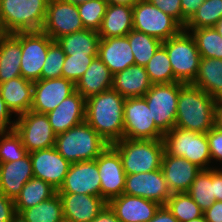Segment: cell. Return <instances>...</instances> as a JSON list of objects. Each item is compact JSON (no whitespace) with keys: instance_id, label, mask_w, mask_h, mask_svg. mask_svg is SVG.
Wrapping results in <instances>:
<instances>
[{"instance_id":"6da1fadb","label":"cell","mask_w":222,"mask_h":222,"mask_svg":"<svg viewBox=\"0 0 222 222\" xmlns=\"http://www.w3.org/2000/svg\"><path fill=\"white\" fill-rule=\"evenodd\" d=\"M124 102L113 88L86 100L85 121L110 145L123 139Z\"/></svg>"},{"instance_id":"7a4b0ae2","label":"cell","mask_w":222,"mask_h":222,"mask_svg":"<svg viewBox=\"0 0 222 222\" xmlns=\"http://www.w3.org/2000/svg\"><path fill=\"white\" fill-rule=\"evenodd\" d=\"M215 100L192 84L180 83L175 127L207 133L214 126Z\"/></svg>"},{"instance_id":"3957f363","label":"cell","mask_w":222,"mask_h":222,"mask_svg":"<svg viewBox=\"0 0 222 222\" xmlns=\"http://www.w3.org/2000/svg\"><path fill=\"white\" fill-rule=\"evenodd\" d=\"M108 144L86 121L56 135L55 149L71 164L95 160Z\"/></svg>"},{"instance_id":"277c9868","label":"cell","mask_w":222,"mask_h":222,"mask_svg":"<svg viewBox=\"0 0 222 222\" xmlns=\"http://www.w3.org/2000/svg\"><path fill=\"white\" fill-rule=\"evenodd\" d=\"M111 146L119 153L126 174L150 172L161 168L165 152L163 139L123 138Z\"/></svg>"},{"instance_id":"5b68a950","label":"cell","mask_w":222,"mask_h":222,"mask_svg":"<svg viewBox=\"0 0 222 222\" xmlns=\"http://www.w3.org/2000/svg\"><path fill=\"white\" fill-rule=\"evenodd\" d=\"M49 0H0L4 33L41 31Z\"/></svg>"},{"instance_id":"8992f818","label":"cell","mask_w":222,"mask_h":222,"mask_svg":"<svg viewBox=\"0 0 222 222\" xmlns=\"http://www.w3.org/2000/svg\"><path fill=\"white\" fill-rule=\"evenodd\" d=\"M168 154L183 157L202 170L212 169L209 142L206 133H197L174 127L163 136Z\"/></svg>"},{"instance_id":"52a82bcc","label":"cell","mask_w":222,"mask_h":222,"mask_svg":"<svg viewBox=\"0 0 222 222\" xmlns=\"http://www.w3.org/2000/svg\"><path fill=\"white\" fill-rule=\"evenodd\" d=\"M174 73V82L192 84L195 80L200 62L197 44L190 32L184 29L176 36L162 42Z\"/></svg>"},{"instance_id":"ba28073f","label":"cell","mask_w":222,"mask_h":222,"mask_svg":"<svg viewBox=\"0 0 222 222\" xmlns=\"http://www.w3.org/2000/svg\"><path fill=\"white\" fill-rule=\"evenodd\" d=\"M133 29L164 42L184 28L148 0H138L133 5Z\"/></svg>"},{"instance_id":"9c48e42d","label":"cell","mask_w":222,"mask_h":222,"mask_svg":"<svg viewBox=\"0 0 222 222\" xmlns=\"http://www.w3.org/2000/svg\"><path fill=\"white\" fill-rule=\"evenodd\" d=\"M180 82L152 84L143 96L156 126L166 133L175 127Z\"/></svg>"},{"instance_id":"30bf717a","label":"cell","mask_w":222,"mask_h":222,"mask_svg":"<svg viewBox=\"0 0 222 222\" xmlns=\"http://www.w3.org/2000/svg\"><path fill=\"white\" fill-rule=\"evenodd\" d=\"M164 133L156 126L144 97L127 98L124 102L123 138L163 139Z\"/></svg>"},{"instance_id":"8fae6325","label":"cell","mask_w":222,"mask_h":222,"mask_svg":"<svg viewBox=\"0 0 222 222\" xmlns=\"http://www.w3.org/2000/svg\"><path fill=\"white\" fill-rule=\"evenodd\" d=\"M14 130L28 153L55 146L56 134L46 114L29 110L15 118Z\"/></svg>"},{"instance_id":"7c38bea8","label":"cell","mask_w":222,"mask_h":222,"mask_svg":"<svg viewBox=\"0 0 222 222\" xmlns=\"http://www.w3.org/2000/svg\"><path fill=\"white\" fill-rule=\"evenodd\" d=\"M21 43V76L35 82L41 80V71L53 40L43 31L19 32Z\"/></svg>"},{"instance_id":"4fadbf2b","label":"cell","mask_w":222,"mask_h":222,"mask_svg":"<svg viewBox=\"0 0 222 222\" xmlns=\"http://www.w3.org/2000/svg\"><path fill=\"white\" fill-rule=\"evenodd\" d=\"M85 29L77 5L62 0H49L44 24L41 31L53 41Z\"/></svg>"},{"instance_id":"5bb4252c","label":"cell","mask_w":222,"mask_h":222,"mask_svg":"<svg viewBox=\"0 0 222 222\" xmlns=\"http://www.w3.org/2000/svg\"><path fill=\"white\" fill-rule=\"evenodd\" d=\"M101 181V197L108 203L123 194L126 173L119 153L109 145L96 159Z\"/></svg>"},{"instance_id":"9a60e30c","label":"cell","mask_w":222,"mask_h":222,"mask_svg":"<svg viewBox=\"0 0 222 222\" xmlns=\"http://www.w3.org/2000/svg\"><path fill=\"white\" fill-rule=\"evenodd\" d=\"M165 205L172 195L162 169L137 174H126L124 192Z\"/></svg>"},{"instance_id":"2e32d148","label":"cell","mask_w":222,"mask_h":222,"mask_svg":"<svg viewBox=\"0 0 222 222\" xmlns=\"http://www.w3.org/2000/svg\"><path fill=\"white\" fill-rule=\"evenodd\" d=\"M57 193H77L101 197V181L97 162L89 160L71 164Z\"/></svg>"},{"instance_id":"e0dca14e","label":"cell","mask_w":222,"mask_h":222,"mask_svg":"<svg viewBox=\"0 0 222 222\" xmlns=\"http://www.w3.org/2000/svg\"><path fill=\"white\" fill-rule=\"evenodd\" d=\"M29 154L32 161L33 177L48 182L58 191L71 163L55 147L36 150Z\"/></svg>"},{"instance_id":"ac0fdd59","label":"cell","mask_w":222,"mask_h":222,"mask_svg":"<svg viewBox=\"0 0 222 222\" xmlns=\"http://www.w3.org/2000/svg\"><path fill=\"white\" fill-rule=\"evenodd\" d=\"M75 91V84L64 77L35 81L30 110L47 114Z\"/></svg>"},{"instance_id":"d6986e66","label":"cell","mask_w":222,"mask_h":222,"mask_svg":"<svg viewBox=\"0 0 222 222\" xmlns=\"http://www.w3.org/2000/svg\"><path fill=\"white\" fill-rule=\"evenodd\" d=\"M161 169L171 193L187 192L202 170L183 157L164 152Z\"/></svg>"},{"instance_id":"ffe728a7","label":"cell","mask_w":222,"mask_h":222,"mask_svg":"<svg viewBox=\"0 0 222 222\" xmlns=\"http://www.w3.org/2000/svg\"><path fill=\"white\" fill-rule=\"evenodd\" d=\"M108 205L120 222H148L161 206L158 202L125 193L111 199Z\"/></svg>"},{"instance_id":"44dd1931","label":"cell","mask_w":222,"mask_h":222,"mask_svg":"<svg viewBox=\"0 0 222 222\" xmlns=\"http://www.w3.org/2000/svg\"><path fill=\"white\" fill-rule=\"evenodd\" d=\"M86 100L75 91L55 109L47 113L52 130L56 135L85 121Z\"/></svg>"},{"instance_id":"7402d4cb","label":"cell","mask_w":222,"mask_h":222,"mask_svg":"<svg viewBox=\"0 0 222 222\" xmlns=\"http://www.w3.org/2000/svg\"><path fill=\"white\" fill-rule=\"evenodd\" d=\"M62 200L64 218L74 222H91L108 204L102 197L58 193Z\"/></svg>"},{"instance_id":"603a6c76","label":"cell","mask_w":222,"mask_h":222,"mask_svg":"<svg viewBox=\"0 0 222 222\" xmlns=\"http://www.w3.org/2000/svg\"><path fill=\"white\" fill-rule=\"evenodd\" d=\"M98 57L113 75L135 65L127 36L100 38Z\"/></svg>"},{"instance_id":"cb8c5ba5","label":"cell","mask_w":222,"mask_h":222,"mask_svg":"<svg viewBox=\"0 0 222 222\" xmlns=\"http://www.w3.org/2000/svg\"><path fill=\"white\" fill-rule=\"evenodd\" d=\"M31 178L33 168L29 153L20 160L0 163V191L6 197L15 199Z\"/></svg>"},{"instance_id":"d4e9b609","label":"cell","mask_w":222,"mask_h":222,"mask_svg":"<svg viewBox=\"0 0 222 222\" xmlns=\"http://www.w3.org/2000/svg\"><path fill=\"white\" fill-rule=\"evenodd\" d=\"M34 82L22 76L0 83V93L14 117L28 112L33 102Z\"/></svg>"},{"instance_id":"484cf974","label":"cell","mask_w":222,"mask_h":222,"mask_svg":"<svg viewBox=\"0 0 222 222\" xmlns=\"http://www.w3.org/2000/svg\"><path fill=\"white\" fill-rule=\"evenodd\" d=\"M151 86L144 66L131 65L113 75L112 88L125 99L143 97Z\"/></svg>"},{"instance_id":"4316f807","label":"cell","mask_w":222,"mask_h":222,"mask_svg":"<svg viewBox=\"0 0 222 222\" xmlns=\"http://www.w3.org/2000/svg\"><path fill=\"white\" fill-rule=\"evenodd\" d=\"M112 83L113 74L97 56L93 59L82 77L76 82L75 90L87 100L94 95L112 88Z\"/></svg>"},{"instance_id":"83f0119b","label":"cell","mask_w":222,"mask_h":222,"mask_svg":"<svg viewBox=\"0 0 222 222\" xmlns=\"http://www.w3.org/2000/svg\"><path fill=\"white\" fill-rule=\"evenodd\" d=\"M133 29V6L107 5L98 34L100 38L126 36Z\"/></svg>"},{"instance_id":"f1b7e54d","label":"cell","mask_w":222,"mask_h":222,"mask_svg":"<svg viewBox=\"0 0 222 222\" xmlns=\"http://www.w3.org/2000/svg\"><path fill=\"white\" fill-rule=\"evenodd\" d=\"M19 32L5 33L0 39V83L21 76Z\"/></svg>"},{"instance_id":"f546056e","label":"cell","mask_w":222,"mask_h":222,"mask_svg":"<svg viewBox=\"0 0 222 222\" xmlns=\"http://www.w3.org/2000/svg\"><path fill=\"white\" fill-rule=\"evenodd\" d=\"M65 55L98 56L100 37L97 31L83 29L56 40Z\"/></svg>"},{"instance_id":"4dcf8cb0","label":"cell","mask_w":222,"mask_h":222,"mask_svg":"<svg viewBox=\"0 0 222 222\" xmlns=\"http://www.w3.org/2000/svg\"><path fill=\"white\" fill-rule=\"evenodd\" d=\"M192 85L218 99L222 94V59L201 57Z\"/></svg>"},{"instance_id":"1f68e13d","label":"cell","mask_w":222,"mask_h":222,"mask_svg":"<svg viewBox=\"0 0 222 222\" xmlns=\"http://www.w3.org/2000/svg\"><path fill=\"white\" fill-rule=\"evenodd\" d=\"M57 193L48 182L41 179L31 178L23 186L21 193L14 199L16 213L38 205L52 198Z\"/></svg>"},{"instance_id":"d6a6232c","label":"cell","mask_w":222,"mask_h":222,"mask_svg":"<svg viewBox=\"0 0 222 222\" xmlns=\"http://www.w3.org/2000/svg\"><path fill=\"white\" fill-rule=\"evenodd\" d=\"M27 222H61L64 218L62 200L58 193L38 205L19 213Z\"/></svg>"},{"instance_id":"836d02e7","label":"cell","mask_w":222,"mask_h":222,"mask_svg":"<svg viewBox=\"0 0 222 222\" xmlns=\"http://www.w3.org/2000/svg\"><path fill=\"white\" fill-rule=\"evenodd\" d=\"M187 193L203 211L210 208L215 201L214 168L201 170Z\"/></svg>"},{"instance_id":"e575fe53","label":"cell","mask_w":222,"mask_h":222,"mask_svg":"<svg viewBox=\"0 0 222 222\" xmlns=\"http://www.w3.org/2000/svg\"><path fill=\"white\" fill-rule=\"evenodd\" d=\"M184 30L195 39L201 57L222 59V36L214 27Z\"/></svg>"},{"instance_id":"d590c367","label":"cell","mask_w":222,"mask_h":222,"mask_svg":"<svg viewBox=\"0 0 222 222\" xmlns=\"http://www.w3.org/2000/svg\"><path fill=\"white\" fill-rule=\"evenodd\" d=\"M126 36L134 55L135 65L145 66L162 44L157 38L134 29Z\"/></svg>"},{"instance_id":"8d00e7d4","label":"cell","mask_w":222,"mask_h":222,"mask_svg":"<svg viewBox=\"0 0 222 222\" xmlns=\"http://www.w3.org/2000/svg\"><path fill=\"white\" fill-rule=\"evenodd\" d=\"M144 67L152 84L174 82V73L170 59L162 44Z\"/></svg>"},{"instance_id":"74e56055","label":"cell","mask_w":222,"mask_h":222,"mask_svg":"<svg viewBox=\"0 0 222 222\" xmlns=\"http://www.w3.org/2000/svg\"><path fill=\"white\" fill-rule=\"evenodd\" d=\"M165 206L179 222L199 218L204 212L187 192L172 193Z\"/></svg>"},{"instance_id":"f35d334b","label":"cell","mask_w":222,"mask_h":222,"mask_svg":"<svg viewBox=\"0 0 222 222\" xmlns=\"http://www.w3.org/2000/svg\"><path fill=\"white\" fill-rule=\"evenodd\" d=\"M222 17V0H205L184 29L214 27Z\"/></svg>"},{"instance_id":"ab89813d","label":"cell","mask_w":222,"mask_h":222,"mask_svg":"<svg viewBox=\"0 0 222 222\" xmlns=\"http://www.w3.org/2000/svg\"><path fill=\"white\" fill-rule=\"evenodd\" d=\"M27 154L20 135L14 129L0 131V163L20 160Z\"/></svg>"},{"instance_id":"60d3db41","label":"cell","mask_w":222,"mask_h":222,"mask_svg":"<svg viewBox=\"0 0 222 222\" xmlns=\"http://www.w3.org/2000/svg\"><path fill=\"white\" fill-rule=\"evenodd\" d=\"M108 2L106 0H90L77 5L80 18L85 29L98 32L105 15Z\"/></svg>"},{"instance_id":"b9f144b4","label":"cell","mask_w":222,"mask_h":222,"mask_svg":"<svg viewBox=\"0 0 222 222\" xmlns=\"http://www.w3.org/2000/svg\"><path fill=\"white\" fill-rule=\"evenodd\" d=\"M66 55L57 41H53L48 48L47 57L41 71V79L62 77V68Z\"/></svg>"},{"instance_id":"7bdbcfd3","label":"cell","mask_w":222,"mask_h":222,"mask_svg":"<svg viewBox=\"0 0 222 222\" xmlns=\"http://www.w3.org/2000/svg\"><path fill=\"white\" fill-rule=\"evenodd\" d=\"M96 57L66 55L62 68V77L76 84Z\"/></svg>"},{"instance_id":"ee69618b","label":"cell","mask_w":222,"mask_h":222,"mask_svg":"<svg viewBox=\"0 0 222 222\" xmlns=\"http://www.w3.org/2000/svg\"><path fill=\"white\" fill-rule=\"evenodd\" d=\"M212 164L220 162L222 165V130L214 126L206 133Z\"/></svg>"},{"instance_id":"f6af8a7d","label":"cell","mask_w":222,"mask_h":222,"mask_svg":"<svg viewBox=\"0 0 222 222\" xmlns=\"http://www.w3.org/2000/svg\"><path fill=\"white\" fill-rule=\"evenodd\" d=\"M162 12L174 18L182 26L181 0H148Z\"/></svg>"},{"instance_id":"bcb514c9","label":"cell","mask_w":222,"mask_h":222,"mask_svg":"<svg viewBox=\"0 0 222 222\" xmlns=\"http://www.w3.org/2000/svg\"><path fill=\"white\" fill-rule=\"evenodd\" d=\"M16 214L14 199L0 191V222H10Z\"/></svg>"},{"instance_id":"7dc6e473","label":"cell","mask_w":222,"mask_h":222,"mask_svg":"<svg viewBox=\"0 0 222 222\" xmlns=\"http://www.w3.org/2000/svg\"><path fill=\"white\" fill-rule=\"evenodd\" d=\"M205 0H181L182 8V27L193 17L198 8Z\"/></svg>"},{"instance_id":"c3c4849f","label":"cell","mask_w":222,"mask_h":222,"mask_svg":"<svg viewBox=\"0 0 222 222\" xmlns=\"http://www.w3.org/2000/svg\"><path fill=\"white\" fill-rule=\"evenodd\" d=\"M12 115L0 93V131L14 129L15 118L12 120Z\"/></svg>"},{"instance_id":"681fc988","label":"cell","mask_w":222,"mask_h":222,"mask_svg":"<svg viewBox=\"0 0 222 222\" xmlns=\"http://www.w3.org/2000/svg\"><path fill=\"white\" fill-rule=\"evenodd\" d=\"M207 222H222V201H214L212 206L203 212Z\"/></svg>"},{"instance_id":"f907efd6","label":"cell","mask_w":222,"mask_h":222,"mask_svg":"<svg viewBox=\"0 0 222 222\" xmlns=\"http://www.w3.org/2000/svg\"><path fill=\"white\" fill-rule=\"evenodd\" d=\"M148 222H179L165 205H161Z\"/></svg>"},{"instance_id":"816d5d0a","label":"cell","mask_w":222,"mask_h":222,"mask_svg":"<svg viewBox=\"0 0 222 222\" xmlns=\"http://www.w3.org/2000/svg\"><path fill=\"white\" fill-rule=\"evenodd\" d=\"M91 222H120L115 212L107 204Z\"/></svg>"},{"instance_id":"f5cc1de1","label":"cell","mask_w":222,"mask_h":222,"mask_svg":"<svg viewBox=\"0 0 222 222\" xmlns=\"http://www.w3.org/2000/svg\"><path fill=\"white\" fill-rule=\"evenodd\" d=\"M214 127L222 130V102L215 100L214 106Z\"/></svg>"},{"instance_id":"db71d44e","label":"cell","mask_w":222,"mask_h":222,"mask_svg":"<svg viewBox=\"0 0 222 222\" xmlns=\"http://www.w3.org/2000/svg\"><path fill=\"white\" fill-rule=\"evenodd\" d=\"M215 201H222V176L214 168Z\"/></svg>"},{"instance_id":"11a10c76","label":"cell","mask_w":222,"mask_h":222,"mask_svg":"<svg viewBox=\"0 0 222 222\" xmlns=\"http://www.w3.org/2000/svg\"><path fill=\"white\" fill-rule=\"evenodd\" d=\"M109 4L133 6L138 0H106Z\"/></svg>"},{"instance_id":"9f6ffc18","label":"cell","mask_w":222,"mask_h":222,"mask_svg":"<svg viewBox=\"0 0 222 222\" xmlns=\"http://www.w3.org/2000/svg\"><path fill=\"white\" fill-rule=\"evenodd\" d=\"M214 28L216 31L222 36V17L219 19V21L214 25Z\"/></svg>"},{"instance_id":"6f0895ef","label":"cell","mask_w":222,"mask_h":222,"mask_svg":"<svg viewBox=\"0 0 222 222\" xmlns=\"http://www.w3.org/2000/svg\"><path fill=\"white\" fill-rule=\"evenodd\" d=\"M10 222H27L21 215L18 213L12 218Z\"/></svg>"},{"instance_id":"680465c9","label":"cell","mask_w":222,"mask_h":222,"mask_svg":"<svg viewBox=\"0 0 222 222\" xmlns=\"http://www.w3.org/2000/svg\"><path fill=\"white\" fill-rule=\"evenodd\" d=\"M65 2H69L71 4H75V5H80L83 4L84 2L90 1V0H62Z\"/></svg>"},{"instance_id":"91938a15","label":"cell","mask_w":222,"mask_h":222,"mask_svg":"<svg viewBox=\"0 0 222 222\" xmlns=\"http://www.w3.org/2000/svg\"><path fill=\"white\" fill-rule=\"evenodd\" d=\"M187 222H207V220L205 219V216H201L199 218H196V219H193V220H190V221H187Z\"/></svg>"},{"instance_id":"94428289","label":"cell","mask_w":222,"mask_h":222,"mask_svg":"<svg viewBox=\"0 0 222 222\" xmlns=\"http://www.w3.org/2000/svg\"><path fill=\"white\" fill-rule=\"evenodd\" d=\"M219 166H217L216 167V165L214 166V168L216 169V171L222 176V165H221V167H219Z\"/></svg>"},{"instance_id":"6125c7cd","label":"cell","mask_w":222,"mask_h":222,"mask_svg":"<svg viewBox=\"0 0 222 222\" xmlns=\"http://www.w3.org/2000/svg\"><path fill=\"white\" fill-rule=\"evenodd\" d=\"M4 34H5V33H4V31H3L2 27H1V24H0V39H1V37H2Z\"/></svg>"},{"instance_id":"be15d7a7","label":"cell","mask_w":222,"mask_h":222,"mask_svg":"<svg viewBox=\"0 0 222 222\" xmlns=\"http://www.w3.org/2000/svg\"><path fill=\"white\" fill-rule=\"evenodd\" d=\"M61 222H74V221H71V220H68V219H66V218H63V219L61 220Z\"/></svg>"},{"instance_id":"e7e4bbea","label":"cell","mask_w":222,"mask_h":222,"mask_svg":"<svg viewBox=\"0 0 222 222\" xmlns=\"http://www.w3.org/2000/svg\"><path fill=\"white\" fill-rule=\"evenodd\" d=\"M218 100H219L220 102H222V94H221V96L218 98Z\"/></svg>"}]
</instances>
